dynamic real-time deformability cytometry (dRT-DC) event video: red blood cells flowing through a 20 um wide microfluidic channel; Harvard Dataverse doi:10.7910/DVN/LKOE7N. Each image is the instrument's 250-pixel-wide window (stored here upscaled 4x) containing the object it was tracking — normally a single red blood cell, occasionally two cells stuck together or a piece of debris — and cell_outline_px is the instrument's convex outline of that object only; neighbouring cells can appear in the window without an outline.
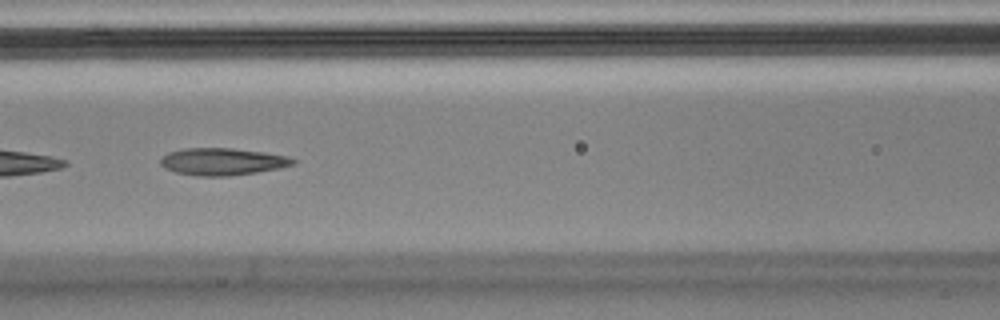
{"species": "Egyptian fruit bat (a non-hibernating species)", "species_latin": "Rousettus aegyptiacus", "temperature_condition": "cold", "stored_images_in_passage": 53, "camera_frame_rate_fps": 3000, "um_per_image_px": 0.085, "animal": {"sex": "male"}, "frame": {"image": 1, "passage_image": 23, "time_ms": 7.333, "image_size_px": [1000, 320], "cell_outline_px": [[296, 164], [280, 168], [256, 172], [228, 176], [196, 176], [176, 172], [164, 168], [160, 164], [160, 160], [168, 152], [184, 148], [232, 148], [264, 152], [288, 156], [296, 160]], "centroid_in_image_um": [18.91, 13.73], "position_along_channel_um": 147.7, "area_um2": 21.04}}